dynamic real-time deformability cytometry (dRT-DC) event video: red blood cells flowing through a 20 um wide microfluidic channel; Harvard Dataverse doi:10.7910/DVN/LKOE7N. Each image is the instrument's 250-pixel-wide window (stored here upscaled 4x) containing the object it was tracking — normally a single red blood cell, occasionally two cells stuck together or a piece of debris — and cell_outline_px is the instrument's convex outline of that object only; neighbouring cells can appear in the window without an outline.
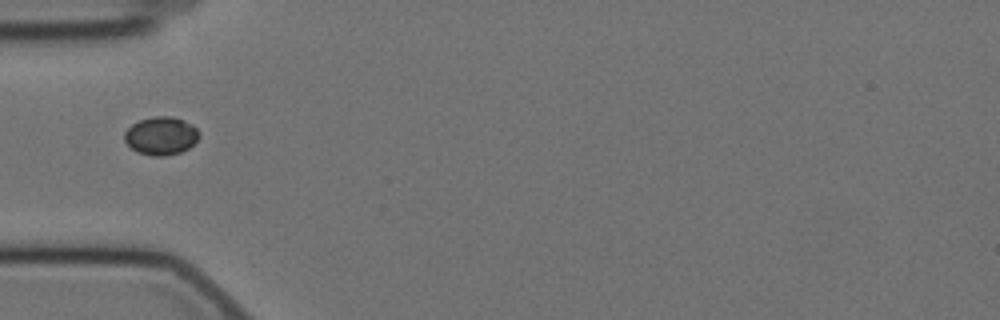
{"species": "Egyptian fruit bat (a non-hibernating species)", "species_latin": "Rousettus aegyptiacus", "temperature_condition": "cold", "stored_images_in_passage": 24, "camera_frame_rate_fps": 3000, "um_per_image_px": 0.085, "animal": {"sex": "female"}, "frame": {"image": 1, "passage_image": 1, "time_ms": 0.0, "image_size_px": [1000, 320], "cell_outline_px": [[200, 136], [188, 148], [180, 152], [164, 156], [152, 156], [136, 152], [124, 140], [124, 132], [132, 124], [140, 120], [156, 116], [172, 116], [184, 120], [192, 124], [200, 132]], "centroid_in_image_um": [13.69, 11.54], "position_along_channel_um": 71.3, "area_um2": 16.59}}
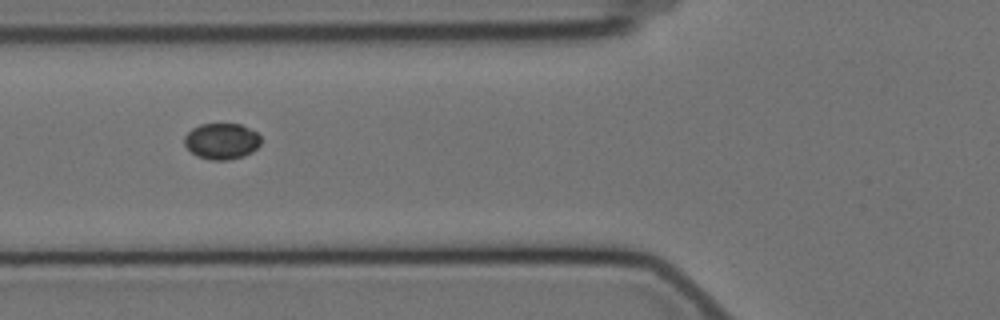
{"frame": {"image": 2, "passage_image": 4, "time_ms": 1.0, "image_size_px": [1000, 320], "cell_outline_px": [[260, 144], [252, 152], [244, 156], [228, 160], [212, 160], [196, 156], [184, 144], [184, 136], [192, 128], [200, 124], [240, 124], [256, 132], [260, 136]], "centroid_in_image_um": [18.83, 12.0], "position_along_channel_um": 107.0, "area_um2": 16.07}}